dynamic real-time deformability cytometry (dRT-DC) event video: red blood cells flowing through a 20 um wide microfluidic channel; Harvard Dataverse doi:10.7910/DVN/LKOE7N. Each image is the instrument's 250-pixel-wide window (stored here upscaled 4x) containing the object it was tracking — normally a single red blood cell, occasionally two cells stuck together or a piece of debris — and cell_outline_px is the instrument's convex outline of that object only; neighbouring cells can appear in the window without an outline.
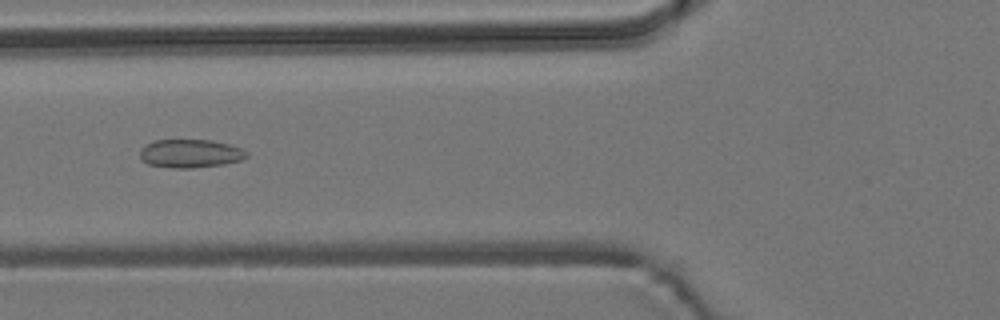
{"species": "common noctule bat (a hibernating species)", "species_latin": "Nyctalus noctula", "temperature_condition": "room temperature", "stored_images_in_passage": 39, "camera_frame_rate_fps": 3000, "um_per_image_px": 0.085, "animal": {"sex": "male", "body_mass_g": 19.2, "forearm_length_mm": 51.8}, "frame": {"image": 1, "passage_image": 18, "time_ms": 5.667, "image_size_px": [1000, 320], "cell_outline_px": [[248, 156], [240, 160], [224, 164], [192, 168], [176, 168], [148, 164], [140, 160], [140, 148], [152, 140], [212, 140], [228, 144], [240, 148], [248, 152]], "centroid_in_image_um": [16.14, 13.04], "position_along_channel_um": 109.7, "area_um2": 17.69}}
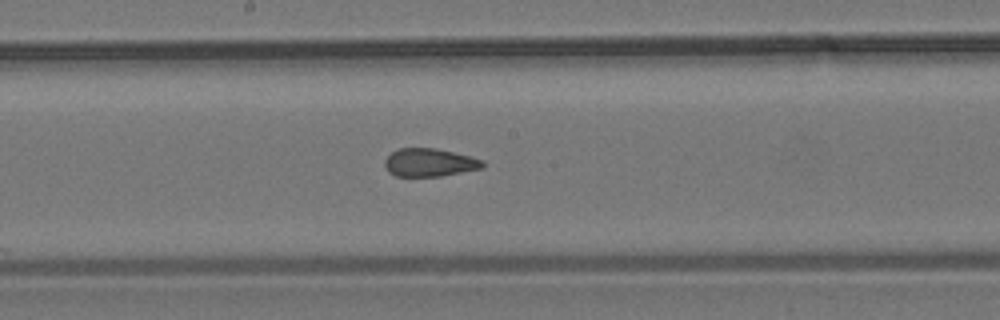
{"frame": {"image": 2, "passage_image": 26, "time_ms": 8.333, "image_size_px": [1000, 320], "cell_outline_px": [[484, 168], [440, 176], [396, 176], [388, 172], [384, 164], [384, 160], [392, 152], [400, 148], [436, 148], [484, 160]], "centroid_in_image_um": [36.5, 13.82], "position_along_channel_um": 211.7, "area_um2": 15.95}}
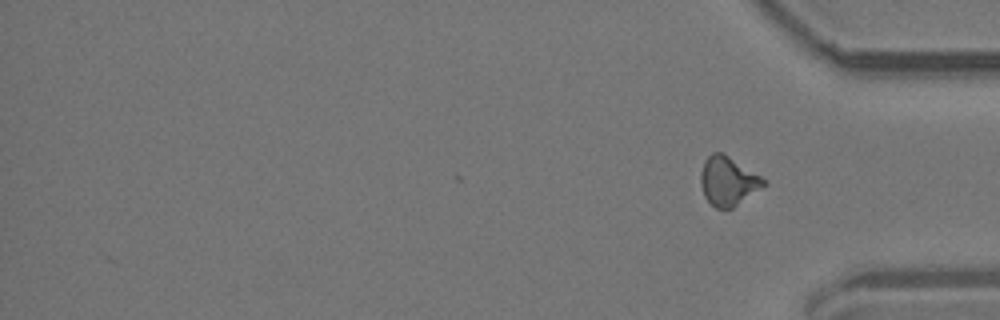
{"frame": {"image": 3, "passage_image": 39, "time_ms": 12.667, "image_size_px": [1000, 320], "cell_outline_px": [[768, 184], [732, 208], [716, 208], [704, 196], [700, 184], [700, 172], [704, 160], [712, 152], [724, 152], [768, 180]], "centroid_in_image_um": [61.9, 15.36], "position_along_channel_um": 373.3, "area_um2": 18.26}, "authors_computed_cell_mechanics": {"area_um2": 17.3978, "velocity_mm_per_s": 3.817, "shape_relaxation_time_tau1_ms": null, "shape_relaxation_time_tau2_ms": 1.1378, "deformation_change_tau1": null, "deformation_change_tau2": 0.067}}